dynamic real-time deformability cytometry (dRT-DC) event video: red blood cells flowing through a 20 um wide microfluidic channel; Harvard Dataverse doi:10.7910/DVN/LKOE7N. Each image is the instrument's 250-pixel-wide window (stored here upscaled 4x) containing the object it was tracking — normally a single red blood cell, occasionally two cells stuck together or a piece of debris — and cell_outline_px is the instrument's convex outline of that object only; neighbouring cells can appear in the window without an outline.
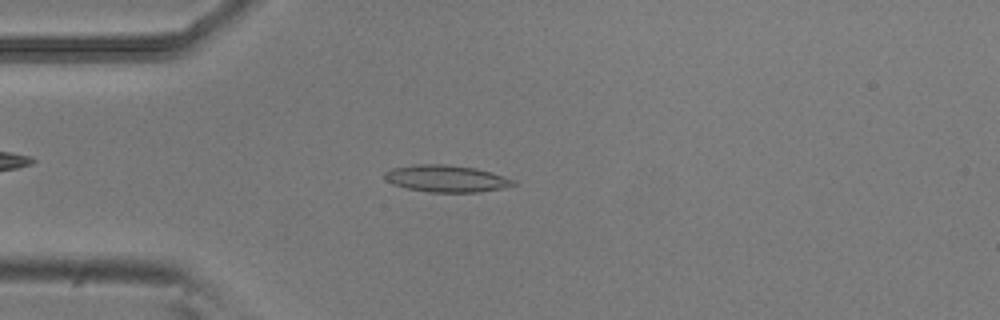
{"species": "common noctule bat (a hibernating species)", "species_latin": "Nyctalus noctula", "temperature_condition": "room temperature", "stored_images_in_passage": 52, "camera_frame_rate_fps": 3000, "um_per_image_px": 0.085, "animal": {"sex": "male", "body_mass_g": 20.5, "forearm_length_mm": 52.5}, "frame": {"image": 1, "passage_image": 13, "time_ms": 4.0, "image_size_px": [1000, 320], "cell_outline_px": [[516, 184], [504, 188], [476, 192], [428, 192], [408, 188], [392, 184], [384, 180], [384, 172], [392, 168], [416, 164], [444, 164], [476, 168], [492, 172], [516, 180]], "centroid_in_image_um": [37.93, 15.17], "position_along_channel_um": 47.1, "area_um2": 20.29}}
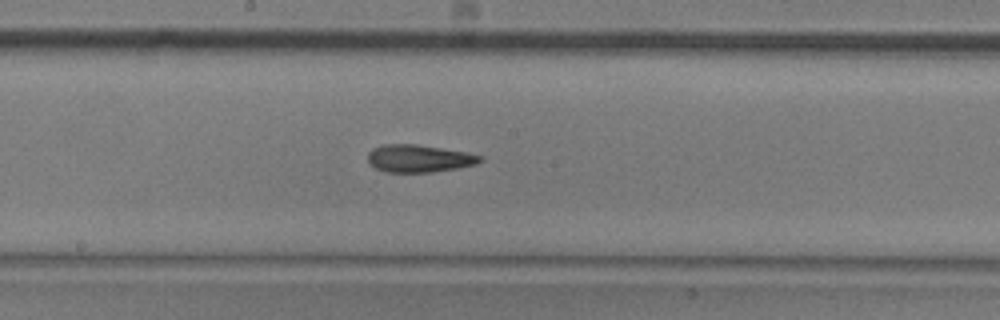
{"frame": {"image": 2, "passage_image": 27, "time_ms": 8.667, "image_size_px": [1000, 320], "cell_outline_px": [[484, 160], [476, 164], [456, 168], [432, 172], [384, 172], [368, 164], [368, 152], [372, 148], [384, 144], [416, 144], [468, 152], [484, 156]], "centroid_in_image_um": [35.62, 13.46], "position_along_channel_um": 212.6, "area_um2": 18.21}}
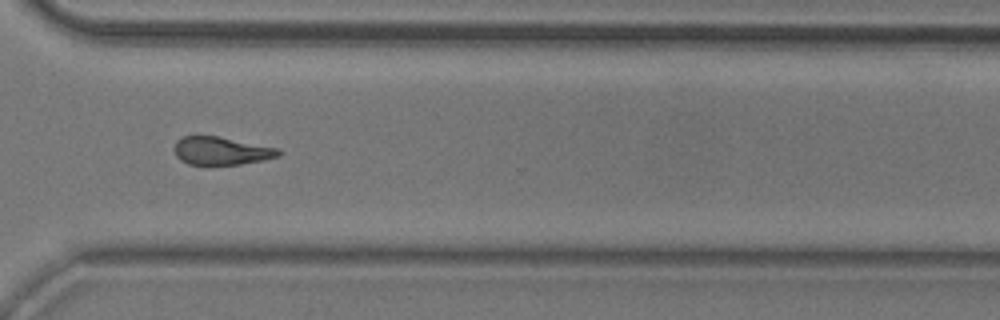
{"frame": {"image": 3, "passage_image": 38, "time_ms": 12.333, "image_size_px": [1000, 320], "cell_outline_px": [[280, 156], [264, 160], [240, 164], [188, 164], [180, 160], [176, 156], [172, 148], [176, 140], [184, 136], [216, 136], [280, 148]], "centroid_in_image_um": [18.79, 12.82], "position_along_channel_um": 351.8, "area_um2": 17.05}, "authors_computed_cell_mechanics": {"area_um2": 18.207, "velocity_mm_per_s": 3.8109, "shape_relaxation_time_tau1_ms": 10.1231, "shape_relaxation_time_tau2_ms": 4.8416, "deformation_change_tau1": 0.2299, "deformation_change_tau2": 0.1536}}